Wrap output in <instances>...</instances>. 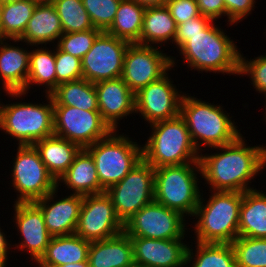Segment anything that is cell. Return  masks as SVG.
<instances>
[{"instance_id":"obj_51","label":"cell","mask_w":266,"mask_h":267,"mask_svg":"<svg viewBox=\"0 0 266 267\" xmlns=\"http://www.w3.org/2000/svg\"><path fill=\"white\" fill-rule=\"evenodd\" d=\"M130 267H145V266H140V265L133 264V265L130 266Z\"/></svg>"},{"instance_id":"obj_48","label":"cell","mask_w":266,"mask_h":267,"mask_svg":"<svg viewBox=\"0 0 266 267\" xmlns=\"http://www.w3.org/2000/svg\"><path fill=\"white\" fill-rule=\"evenodd\" d=\"M14 1H18V0H0V3L5 4V3L14 2Z\"/></svg>"},{"instance_id":"obj_30","label":"cell","mask_w":266,"mask_h":267,"mask_svg":"<svg viewBox=\"0 0 266 267\" xmlns=\"http://www.w3.org/2000/svg\"><path fill=\"white\" fill-rule=\"evenodd\" d=\"M49 95L52 97L53 106L99 111L95 85L84 78L59 84Z\"/></svg>"},{"instance_id":"obj_16","label":"cell","mask_w":266,"mask_h":267,"mask_svg":"<svg viewBox=\"0 0 266 267\" xmlns=\"http://www.w3.org/2000/svg\"><path fill=\"white\" fill-rule=\"evenodd\" d=\"M167 72L135 93V114L148 124L170 120L180 115V103L184 92L178 90Z\"/></svg>"},{"instance_id":"obj_50","label":"cell","mask_w":266,"mask_h":267,"mask_svg":"<svg viewBox=\"0 0 266 267\" xmlns=\"http://www.w3.org/2000/svg\"><path fill=\"white\" fill-rule=\"evenodd\" d=\"M264 103H265V104H264V105H265V110H264V111H265V113H264L265 115H264L263 117H265V120H263V121L266 122V102H264ZM265 124H266V123H265Z\"/></svg>"},{"instance_id":"obj_32","label":"cell","mask_w":266,"mask_h":267,"mask_svg":"<svg viewBox=\"0 0 266 267\" xmlns=\"http://www.w3.org/2000/svg\"><path fill=\"white\" fill-rule=\"evenodd\" d=\"M145 8L131 0H121L115 19L107 33L130 43L140 39Z\"/></svg>"},{"instance_id":"obj_14","label":"cell","mask_w":266,"mask_h":267,"mask_svg":"<svg viewBox=\"0 0 266 267\" xmlns=\"http://www.w3.org/2000/svg\"><path fill=\"white\" fill-rule=\"evenodd\" d=\"M130 42L101 32L81 59L83 78L91 83L121 78L124 55Z\"/></svg>"},{"instance_id":"obj_31","label":"cell","mask_w":266,"mask_h":267,"mask_svg":"<svg viewBox=\"0 0 266 267\" xmlns=\"http://www.w3.org/2000/svg\"><path fill=\"white\" fill-rule=\"evenodd\" d=\"M188 246L186 267H237L232 244L194 243ZM189 264V265H188Z\"/></svg>"},{"instance_id":"obj_22","label":"cell","mask_w":266,"mask_h":267,"mask_svg":"<svg viewBox=\"0 0 266 267\" xmlns=\"http://www.w3.org/2000/svg\"><path fill=\"white\" fill-rule=\"evenodd\" d=\"M62 34L63 28L54 5L50 0H40L18 40L30 46H45L52 43L54 46Z\"/></svg>"},{"instance_id":"obj_42","label":"cell","mask_w":266,"mask_h":267,"mask_svg":"<svg viewBox=\"0 0 266 267\" xmlns=\"http://www.w3.org/2000/svg\"><path fill=\"white\" fill-rule=\"evenodd\" d=\"M211 22L212 20L210 18L200 14L198 17L191 18L190 20L177 25L176 36L173 42L176 47L174 48L178 49L184 43V35H195L201 33V31L204 30Z\"/></svg>"},{"instance_id":"obj_13","label":"cell","mask_w":266,"mask_h":267,"mask_svg":"<svg viewBox=\"0 0 266 267\" xmlns=\"http://www.w3.org/2000/svg\"><path fill=\"white\" fill-rule=\"evenodd\" d=\"M54 135L78 144L82 149L105 138L112 130L99 111L71 106H53Z\"/></svg>"},{"instance_id":"obj_23","label":"cell","mask_w":266,"mask_h":267,"mask_svg":"<svg viewBox=\"0 0 266 267\" xmlns=\"http://www.w3.org/2000/svg\"><path fill=\"white\" fill-rule=\"evenodd\" d=\"M61 185L72 190V194L83 196L105 192L100 185L94 159L85 148L79 151L72 165L57 181L58 189L61 188Z\"/></svg>"},{"instance_id":"obj_18","label":"cell","mask_w":266,"mask_h":267,"mask_svg":"<svg viewBox=\"0 0 266 267\" xmlns=\"http://www.w3.org/2000/svg\"><path fill=\"white\" fill-rule=\"evenodd\" d=\"M134 264L145 267H186V239L130 237ZM184 241V242H183Z\"/></svg>"},{"instance_id":"obj_29","label":"cell","mask_w":266,"mask_h":267,"mask_svg":"<svg viewBox=\"0 0 266 267\" xmlns=\"http://www.w3.org/2000/svg\"><path fill=\"white\" fill-rule=\"evenodd\" d=\"M176 29L175 20L166 6L145 8L140 39L137 44L158 48L169 41L173 44Z\"/></svg>"},{"instance_id":"obj_34","label":"cell","mask_w":266,"mask_h":267,"mask_svg":"<svg viewBox=\"0 0 266 267\" xmlns=\"http://www.w3.org/2000/svg\"><path fill=\"white\" fill-rule=\"evenodd\" d=\"M59 15L63 33L94 29L82 0H50Z\"/></svg>"},{"instance_id":"obj_33","label":"cell","mask_w":266,"mask_h":267,"mask_svg":"<svg viewBox=\"0 0 266 267\" xmlns=\"http://www.w3.org/2000/svg\"><path fill=\"white\" fill-rule=\"evenodd\" d=\"M40 0L5 3L1 12V39H19Z\"/></svg>"},{"instance_id":"obj_40","label":"cell","mask_w":266,"mask_h":267,"mask_svg":"<svg viewBox=\"0 0 266 267\" xmlns=\"http://www.w3.org/2000/svg\"><path fill=\"white\" fill-rule=\"evenodd\" d=\"M176 25L200 15L197 0H167L166 5Z\"/></svg>"},{"instance_id":"obj_5","label":"cell","mask_w":266,"mask_h":267,"mask_svg":"<svg viewBox=\"0 0 266 267\" xmlns=\"http://www.w3.org/2000/svg\"><path fill=\"white\" fill-rule=\"evenodd\" d=\"M149 126L152 131L145 144H142V157L146 163L160 168L199 162L200 153L180 115Z\"/></svg>"},{"instance_id":"obj_26","label":"cell","mask_w":266,"mask_h":267,"mask_svg":"<svg viewBox=\"0 0 266 267\" xmlns=\"http://www.w3.org/2000/svg\"><path fill=\"white\" fill-rule=\"evenodd\" d=\"M90 243L76 234L52 237L44 254L34 264L38 267H58L87 261Z\"/></svg>"},{"instance_id":"obj_3","label":"cell","mask_w":266,"mask_h":267,"mask_svg":"<svg viewBox=\"0 0 266 267\" xmlns=\"http://www.w3.org/2000/svg\"><path fill=\"white\" fill-rule=\"evenodd\" d=\"M187 94L184 93L182 96L180 116L185 120L199 153H202V147L208 150L230 144L242 134L236 125L237 122L231 119L233 116L224 111L222 104H211L196 98L195 95Z\"/></svg>"},{"instance_id":"obj_2","label":"cell","mask_w":266,"mask_h":267,"mask_svg":"<svg viewBox=\"0 0 266 267\" xmlns=\"http://www.w3.org/2000/svg\"><path fill=\"white\" fill-rule=\"evenodd\" d=\"M221 28L212 21L201 33L184 35V43L177 52L188 70L239 75L240 48Z\"/></svg>"},{"instance_id":"obj_47","label":"cell","mask_w":266,"mask_h":267,"mask_svg":"<svg viewBox=\"0 0 266 267\" xmlns=\"http://www.w3.org/2000/svg\"><path fill=\"white\" fill-rule=\"evenodd\" d=\"M3 4L0 3V40H1V12Z\"/></svg>"},{"instance_id":"obj_4","label":"cell","mask_w":266,"mask_h":267,"mask_svg":"<svg viewBox=\"0 0 266 267\" xmlns=\"http://www.w3.org/2000/svg\"><path fill=\"white\" fill-rule=\"evenodd\" d=\"M203 190L193 220L194 242L232 244L238 237L243 192L210 191L208 200ZM198 219V220H197Z\"/></svg>"},{"instance_id":"obj_27","label":"cell","mask_w":266,"mask_h":267,"mask_svg":"<svg viewBox=\"0 0 266 267\" xmlns=\"http://www.w3.org/2000/svg\"><path fill=\"white\" fill-rule=\"evenodd\" d=\"M34 147L39 152L48 172L56 181L72 165L75 156L82 149L78 144L56 135L38 140Z\"/></svg>"},{"instance_id":"obj_35","label":"cell","mask_w":266,"mask_h":267,"mask_svg":"<svg viewBox=\"0 0 266 267\" xmlns=\"http://www.w3.org/2000/svg\"><path fill=\"white\" fill-rule=\"evenodd\" d=\"M232 246L237 267H266V238L238 236Z\"/></svg>"},{"instance_id":"obj_11","label":"cell","mask_w":266,"mask_h":267,"mask_svg":"<svg viewBox=\"0 0 266 267\" xmlns=\"http://www.w3.org/2000/svg\"><path fill=\"white\" fill-rule=\"evenodd\" d=\"M149 45L130 43L123 62L121 78L135 94L171 71L176 57L163 53V49Z\"/></svg>"},{"instance_id":"obj_49","label":"cell","mask_w":266,"mask_h":267,"mask_svg":"<svg viewBox=\"0 0 266 267\" xmlns=\"http://www.w3.org/2000/svg\"><path fill=\"white\" fill-rule=\"evenodd\" d=\"M9 266L6 262L0 261V267H7Z\"/></svg>"},{"instance_id":"obj_37","label":"cell","mask_w":266,"mask_h":267,"mask_svg":"<svg viewBox=\"0 0 266 267\" xmlns=\"http://www.w3.org/2000/svg\"><path fill=\"white\" fill-rule=\"evenodd\" d=\"M101 32L94 28L82 32L63 33L56 46L60 50L82 59Z\"/></svg>"},{"instance_id":"obj_21","label":"cell","mask_w":266,"mask_h":267,"mask_svg":"<svg viewBox=\"0 0 266 267\" xmlns=\"http://www.w3.org/2000/svg\"><path fill=\"white\" fill-rule=\"evenodd\" d=\"M17 42L19 43L18 39L0 40V85H3L1 88L5 92L22 91L29 75L30 45L21 42L24 44L22 48L15 46ZM25 45L27 46L24 49Z\"/></svg>"},{"instance_id":"obj_41","label":"cell","mask_w":266,"mask_h":267,"mask_svg":"<svg viewBox=\"0 0 266 267\" xmlns=\"http://www.w3.org/2000/svg\"><path fill=\"white\" fill-rule=\"evenodd\" d=\"M227 26L235 24L246 19L255 8L256 0H224Z\"/></svg>"},{"instance_id":"obj_8","label":"cell","mask_w":266,"mask_h":267,"mask_svg":"<svg viewBox=\"0 0 266 267\" xmlns=\"http://www.w3.org/2000/svg\"><path fill=\"white\" fill-rule=\"evenodd\" d=\"M138 143L118 130L85 148L94 159L100 185L105 191L121 181L143 159L142 145Z\"/></svg>"},{"instance_id":"obj_28","label":"cell","mask_w":266,"mask_h":267,"mask_svg":"<svg viewBox=\"0 0 266 267\" xmlns=\"http://www.w3.org/2000/svg\"><path fill=\"white\" fill-rule=\"evenodd\" d=\"M238 236L266 238V192L258 189L243 192Z\"/></svg>"},{"instance_id":"obj_17","label":"cell","mask_w":266,"mask_h":267,"mask_svg":"<svg viewBox=\"0 0 266 267\" xmlns=\"http://www.w3.org/2000/svg\"><path fill=\"white\" fill-rule=\"evenodd\" d=\"M13 222L19 233L18 243L12 248L29 254L30 261L37 262L44 254L52 238L45 225L41 209L34 202H18L13 204Z\"/></svg>"},{"instance_id":"obj_43","label":"cell","mask_w":266,"mask_h":267,"mask_svg":"<svg viewBox=\"0 0 266 267\" xmlns=\"http://www.w3.org/2000/svg\"><path fill=\"white\" fill-rule=\"evenodd\" d=\"M198 9L201 15L217 21L226 16L224 0H197Z\"/></svg>"},{"instance_id":"obj_19","label":"cell","mask_w":266,"mask_h":267,"mask_svg":"<svg viewBox=\"0 0 266 267\" xmlns=\"http://www.w3.org/2000/svg\"><path fill=\"white\" fill-rule=\"evenodd\" d=\"M58 190L56 188L34 202L41 209L45 225L52 237L75 234L83 201V195L71 192L60 198L57 195Z\"/></svg>"},{"instance_id":"obj_7","label":"cell","mask_w":266,"mask_h":267,"mask_svg":"<svg viewBox=\"0 0 266 267\" xmlns=\"http://www.w3.org/2000/svg\"><path fill=\"white\" fill-rule=\"evenodd\" d=\"M45 98L48 104H33V101L4 104L0 101L1 133L15 139L17 145H34L38 140L54 135L53 100L49 94H45Z\"/></svg>"},{"instance_id":"obj_25","label":"cell","mask_w":266,"mask_h":267,"mask_svg":"<svg viewBox=\"0 0 266 267\" xmlns=\"http://www.w3.org/2000/svg\"><path fill=\"white\" fill-rule=\"evenodd\" d=\"M29 60V75L26 87L22 91H6V96L13 98L25 97L33 85L45 87V94H50L56 88L55 48L47 46H31ZM36 47V48H34ZM43 47V48H42ZM35 49V50H34Z\"/></svg>"},{"instance_id":"obj_24","label":"cell","mask_w":266,"mask_h":267,"mask_svg":"<svg viewBox=\"0 0 266 267\" xmlns=\"http://www.w3.org/2000/svg\"><path fill=\"white\" fill-rule=\"evenodd\" d=\"M89 267H130L134 264L133 245L125 232L90 243Z\"/></svg>"},{"instance_id":"obj_38","label":"cell","mask_w":266,"mask_h":267,"mask_svg":"<svg viewBox=\"0 0 266 267\" xmlns=\"http://www.w3.org/2000/svg\"><path fill=\"white\" fill-rule=\"evenodd\" d=\"M248 76L255 91L265 96L266 102V53L255 58L246 59L240 53L239 76Z\"/></svg>"},{"instance_id":"obj_20","label":"cell","mask_w":266,"mask_h":267,"mask_svg":"<svg viewBox=\"0 0 266 267\" xmlns=\"http://www.w3.org/2000/svg\"><path fill=\"white\" fill-rule=\"evenodd\" d=\"M94 85L103 121L112 131H118L122 119L131 114L135 116V94L122 78L103 80Z\"/></svg>"},{"instance_id":"obj_1","label":"cell","mask_w":266,"mask_h":267,"mask_svg":"<svg viewBox=\"0 0 266 267\" xmlns=\"http://www.w3.org/2000/svg\"><path fill=\"white\" fill-rule=\"evenodd\" d=\"M241 134L234 142L211 148L209 154L200 153L201 180L204 179L210 190L246 192L255 177L266 168V146L249 145ZM221 151V152H220ZM260 172V173H259Z\"/></svg>"},{"instance_id":"obj_36","label":"cell","mask_w":266,"mask_h":267,"mask_svg":"<svg viewBox=\"0 0 266 267\" xmlns=\"http://www.w3.org/2000/svg\"><path fill=\"white\" fill-rule=\"evenodd\" d=\"M121 0H82L94 28L106 32L113 23Z\"/></svg>"},{"instance_id":"obj_12","label":"cell","mask_w":266,"mask_h":267,"mask_svg":"<svg viewBox=\"0 0 266 267\" xmlns=\"http://www.w3.org/2000/svg\"><path fill=\"white\" fill-rule=\"evenodd\" d=\"M185 219L187 217L179 212L154 200L124 223V232L130 237L185 239L189 235L186 234L189 223Z\"/></svg>"},{"instance_id":"obj_10","label":"cell","mask_w":266,"mask_h":267,"mask_svg":"<svg viewBox=\"0 0 266 267\" xmlns=\"http://www.w3.org/2000/svg\"><path fill=\"white\" fill-rule=\"evenodd\" d=\"M154 175L155 168L142 159L121 181L105 191L123 224L154 201Z\"/></svg>"},{"instance_id":"obj_45","label":"cell","mask_w":266,"mask_h":267,"mask_svg":"<svg viewBox=\"0 0 266 267\" xmlns=\"http://www.w3.org/2000/svg\"><path fill=\"white\" fill-rule=\"evenodd\" d=\"M131 1L138 3L144 8L165 6L167 2V0H131Z\"/></svg>"},{"instance_id":"obj_44","label":"cell","mask_w":266,"mask_h":267,"mask_svg":"<svg viewBox=\"0 0 266 267\" xmlns=\"http://www.w3.org/2000/svg\"><path fill=\"white\" fill-rule=\"evenodd\" d=\"M8 236H6L3 229L0 227V261L9 263V255L10 250L12 249V244L8 243L11 242L9 239H7ZM9 240V241H8ZM8 260V261H7Z\"/></svg>"},{"instance_id":"obj_39","label":"cell","mask_w":266,"mask_h":267,"mask_svg":"<svg viewBox=\"0 0 266 267\" xmlns=\"http://www.w3.org/2000/svg\"><path fill=\"white\" fill-rule=\"evenodd\" d=\"M55 47L56 87L83 78L81 59Z\"/></svg>"},{"instance_id":"obj_6","label":"cell","mask_w":266,"mask_h":267,"mask_svg":"<svg viewBox=\"0 0 266 267\" xmlns=\"http://www.w3.org/2000/svg\"><path fill=\"white\" fill-rule=\"evenodd\" d=\"M198 177L199 162L155 168L154 200L184 217H193L202 191Z\"/></svg>"},{"instance_id":"obj_46","label":"cell","mask_w":266,"mask_h":267,"mask_svg":"<svg viewBox=\"0 0 266 267\" xmlns=\"http://www.w3.org/2000/svg\"><path fill=\"white\" fill-rule=\"evenodd\" d=\"M58 267H89V262L87 260V261L77 262V263H68L62 266H58Z\"/></svg>"},{"instance_id":"obj_9","label":"cell","mask_w":266,"mask_h":267,"mask_svg":"<svg viewBox=\"0 0 266 267\" xmlns=\"http://www.w3.org/2000/svg\"><path fill=\"white\" fill-rule=\"evenodd\" d=\"M16 151L10 175L11 187L18 193L14 203L35 202L57 188L34 145H18Z\"/></svg>"},{"instance_id":"obj_15","label":"cell","mask_w":266,"mask_h":267,"mask_svg":"<svg viewBox=\"0 0 266 267\" xmlns=\"http://www.w3.org/2000/svg\"><path fill=\"white\" fill-rule=\"evenodd\" d=\"M124 232L106 192L84 195L75 234L93 242L115 237Z\"/></svg>"}]
</instances>
